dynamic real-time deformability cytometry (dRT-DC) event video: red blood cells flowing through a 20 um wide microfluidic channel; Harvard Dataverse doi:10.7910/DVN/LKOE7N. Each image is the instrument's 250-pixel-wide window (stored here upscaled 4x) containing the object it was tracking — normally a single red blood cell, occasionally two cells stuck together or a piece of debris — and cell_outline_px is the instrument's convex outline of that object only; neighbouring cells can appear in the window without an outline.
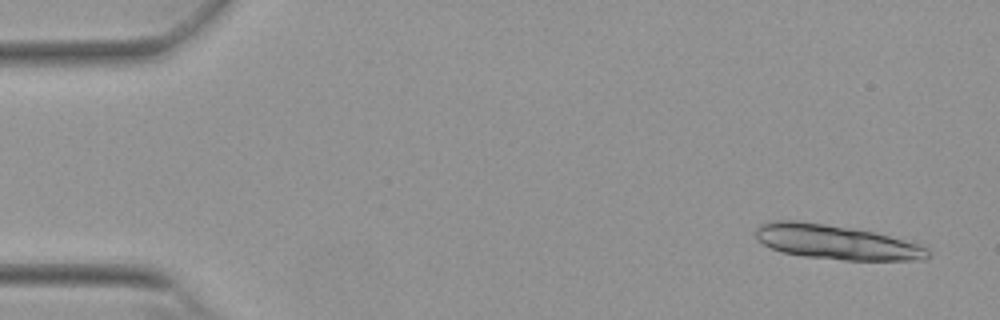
{"species": "Egyptian fruit bat (a non-hibernating species)", "species_latin": "Rousettus aegyptiacus", "temperature_condition": "warm", "stored_images_in_passage": 15, "camera_frame_rate_fps": 3000, "um_per_image_px": 0.085, "animal": {"sex": "female"}, "frame": {"image": 1, "passage_image": 3, "time_ms": 0.667, "image_size_px": [1000, 320], "cell_outline_px": [[928, 256], [924, 260], [844, 260], [804, 256], [784, 252], [772, 248], [756, 240], [756, 228], [760, 224], [772, 220], [796, 220], [852, 228], [872, 232], [888, 236], [916, 244], [928, 248]], "centroid_in_image_um": [71.01, 20.58], "position_along_channel_um": 14.0, "area_um2": 34.16}}